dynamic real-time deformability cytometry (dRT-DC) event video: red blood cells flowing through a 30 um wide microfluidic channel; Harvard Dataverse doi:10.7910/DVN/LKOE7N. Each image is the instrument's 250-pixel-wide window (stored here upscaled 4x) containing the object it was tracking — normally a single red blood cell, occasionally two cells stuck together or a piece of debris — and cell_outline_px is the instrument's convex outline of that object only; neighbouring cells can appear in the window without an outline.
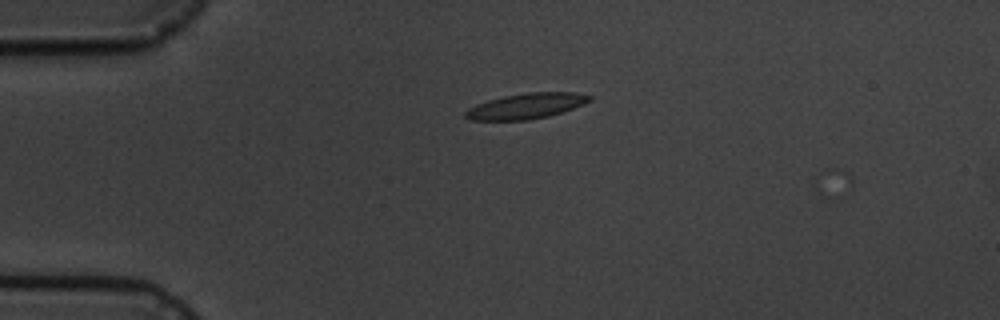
{"species": "common noctule bat (a hibernating species)", "species_latin": "Nyctalus noctula", "temperature_condition": "cold", "stored_images_in_passage": 4, "segment_of_instrument_passage": [1, 2], "camera_frame_rate_fps": 3000, "um_per_image_px": 0.085, "animal": {"sex": "male", "body_mass_g": 19.5, "forearm_length_mm": 54.6}, "frame": {"image": 1, "passage_image": 2, "time_ms": 1.333, "image_size_px": [1000, 320], "cell_outline_px": [[592, 100], [584, 104], [548, 116], [528, 120], [468, 120], [464, 116], [464, 112], [468, 108], [476, 104], [488, 100], [504, 96], [528, 92], [576, 92], [592, 96]], "centroid_in_image_um": [44.7, 9.01], "position_along_channel_um": 40.3, "area_um2": 18.44}}